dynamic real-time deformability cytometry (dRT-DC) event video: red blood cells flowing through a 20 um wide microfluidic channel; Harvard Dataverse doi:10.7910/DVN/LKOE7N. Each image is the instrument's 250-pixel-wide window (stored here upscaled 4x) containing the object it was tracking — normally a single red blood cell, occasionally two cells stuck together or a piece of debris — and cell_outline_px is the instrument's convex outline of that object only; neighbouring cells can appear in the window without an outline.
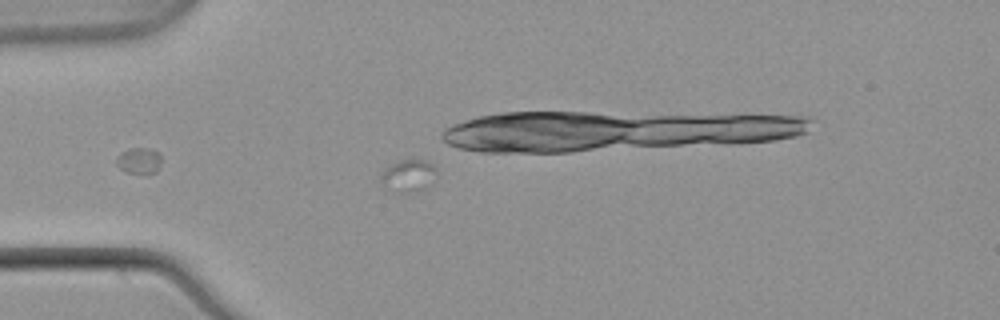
{"species": "common noctule bat (a hibernating species)", "species_latin": "Nyctalus noctula", "temperature_condition": "warm", "stored_images_in_passage": 27, "camera_frame_rate_fps": 3000, "um_per_image_px": 0.085, "animal": {"sex": "male", "body_mass_g": 21.5, "forearm_length_mm": 52.0}, "frame": {"image": 1, "passage_image": 12, "time_ms": 3.667, "image_size_px": [1000, 320], "cell_outline_px": [[432, 184], [424, 188], [408, 192], [396, 192], [380, 188], [380, 176], [384, 168], [400, 160], [424, 160], [432, 164]], "centroid_in_image_um": [34.57, 14.96], "position_along_channel_um": 50.4, "area_um2": 10.29}}